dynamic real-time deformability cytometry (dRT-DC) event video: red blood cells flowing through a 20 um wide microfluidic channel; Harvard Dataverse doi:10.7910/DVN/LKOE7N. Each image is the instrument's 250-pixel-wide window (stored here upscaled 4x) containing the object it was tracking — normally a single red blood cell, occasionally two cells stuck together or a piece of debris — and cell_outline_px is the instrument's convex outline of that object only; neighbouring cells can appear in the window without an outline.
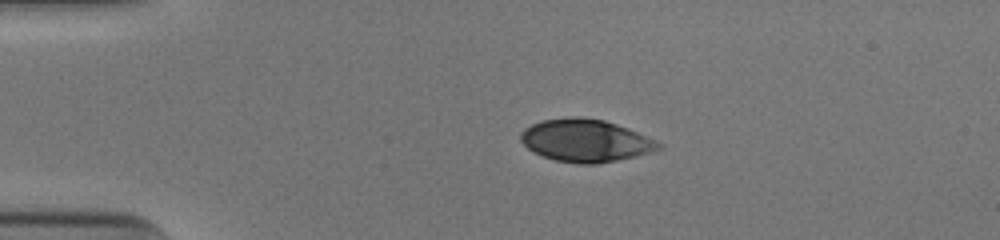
{"species": "human", "species_latin": "Homo sapiens", "temperature_condition": "cold", "stored_images_in_passage": 41, "camera_frame_rate_fps": 3000, "um_per_image_px": 0.085, "donor": {"sex": "male"}, "frame": {"image": 1, "passage_image": 1, "time_ms": 0.0, "image_size_px": [1000, 240], "cell_outline_px": [[664, 148], [636, 156], [596, 164], [580, 164], [556, 160], [544, 156], [528, 148], [520, 140], [520, 132], [524, 128], [532, 124], [544, 120], [572, 116], [580, 116], [604, 120], [628, 128], [656, 140], [664, 144]], "centroid_in_image_um": [49.8, 11.94], "position_along_channel_um": 35.2, "area_um2": 34.16}}
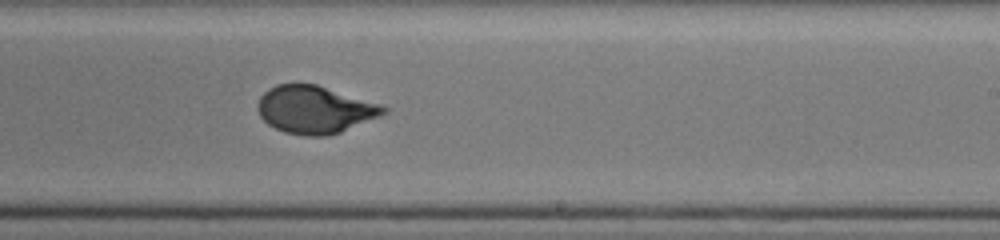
{"frame": {"image": 2, "passage_image": 22, "time_ms": 7.0, "image_size_px": [1000, 240], "cell_outline_px": [[388, 112], [380, 116], [340, 132], [328, 136], [304, 136], [284, 132], [268, 124], [260, 116], [256, 108], [256, 104], [260, 96], [268, 88], [276, 84], [316, 84], [384, 104], [388, 108]], "centroid_in_image_um": [26.77, 9.31], "position_along_channel_um": 262.2, "area_um2": 35.26}}
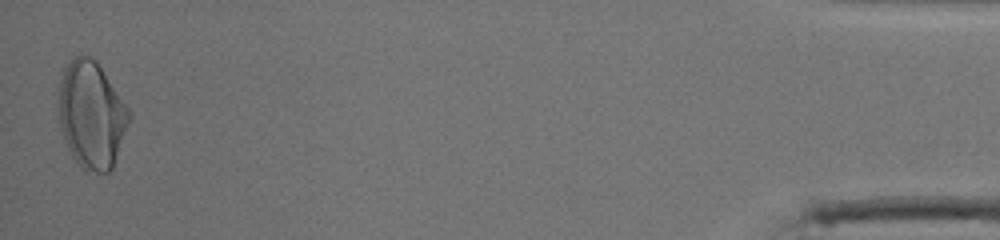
{"frame": {"image": 3, "passage_image": 41, "time_ms": 13.333, "image_size_px": [1000, 240], "cell_outline_px": [[132, 116], [112, 168], [108, 172], [96, 172], [84, 168], [72, 156], [68, 148], [60, 124], [60, 80], [64, 68], [80, 52], [84, 52], [92, 56], [96, 60], [132, 112]], "centroid_in_image_um": [7.81, 9.7], "position_along_channel_um": 427.4, "area_um2": 43.64}, "authors_computed_cell_mechanics": {"area_um2": 35.2002, "velocity_mm_per_s": 3.9422, "shape_relaxation_time_tau1_ms": 4.0705, "shape_relaxation_time_tau2_ms": null, "deformation_change_tau1": 0.1746, "deformation_change_tau2": null}}